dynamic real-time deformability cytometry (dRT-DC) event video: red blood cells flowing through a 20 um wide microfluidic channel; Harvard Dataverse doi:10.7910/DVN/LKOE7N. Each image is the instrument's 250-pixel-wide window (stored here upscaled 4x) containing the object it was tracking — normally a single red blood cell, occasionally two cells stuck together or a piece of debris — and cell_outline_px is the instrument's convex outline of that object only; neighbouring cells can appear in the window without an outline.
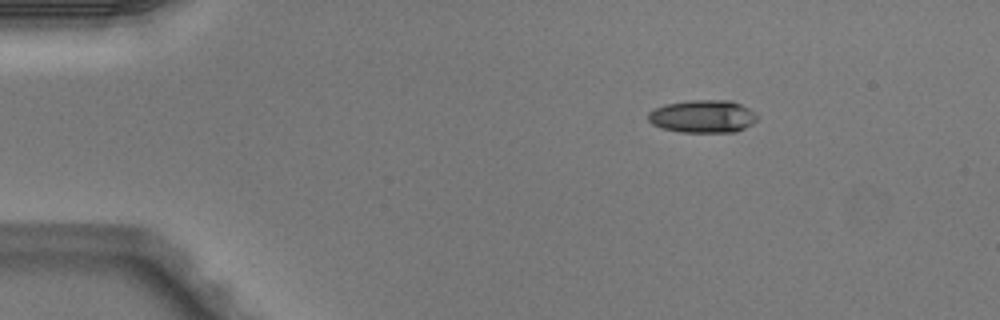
{"species": "Egyptian fruit bat (a non-hibernating species)", "species_latin": "Rousettus aegyptiacus", "temperature_condition": "warm", "stored_images_in_passage": 3, "camera_frame_rate_fps": 3000, "um_per_image_px": 0.085, "animal": {"sex": "male"}, "frame": {"image": 1, "passage_image": 1, "time_ms": 0.0, "image_size_px": [1000, 320], "cell_outline_px": [[756, 120], [752, 124], [736, 132], [680, 132], [660, 128], [652, 124], [648, 120], [648, 112], [664, 104], [692, 100], [732, 100], [748, 108], [756, 116]], "centroid_in_image_um": [59.7, 9.89], "position_along_channel_um": 25.3, "area_um2": 20.81}}